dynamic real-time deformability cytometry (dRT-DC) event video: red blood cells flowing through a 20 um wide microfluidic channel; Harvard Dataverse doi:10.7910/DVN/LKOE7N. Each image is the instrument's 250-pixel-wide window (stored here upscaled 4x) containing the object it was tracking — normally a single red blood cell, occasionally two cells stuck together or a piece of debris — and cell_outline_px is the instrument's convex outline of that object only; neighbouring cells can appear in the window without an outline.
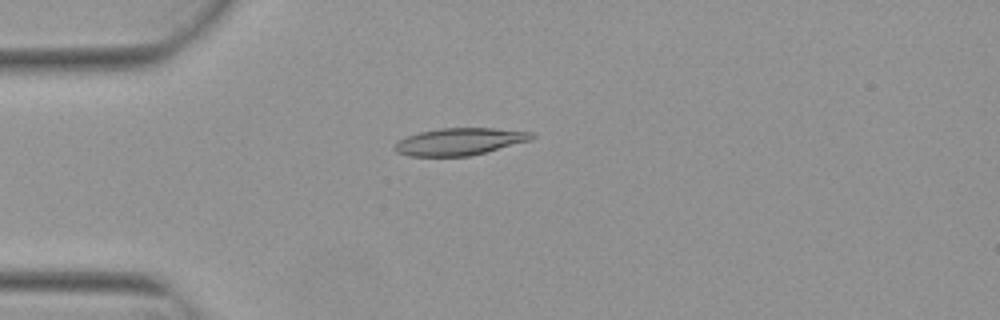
{"species": "Egyptian fruit bat (a non-hibernating species)", "species_latin": "Rousettus aegyptiacus", "temperature_condition": "warm", "stored_images_in_passage": 2, "camera_frame_rate_fps": 3000, "um_per_image_px": 0.085, "animal": {"sex": "female"}, "frame": {"image": 1, "passage_image": 1, "time_ms": 0.0, "image_size_px": [1000, 320], "cell_outline_px": [[536, 136], [532, 140], [468, 156], [408, 156], [396, 152], [392, 148], [400, 140], [408, 136], [420, 132], [440, 128], [492, 128], [532, 132]], "centroid_in_image_um": [39.07, 12.03], "position_along_channel_um": 45.9, "area_um2": 21.5}}